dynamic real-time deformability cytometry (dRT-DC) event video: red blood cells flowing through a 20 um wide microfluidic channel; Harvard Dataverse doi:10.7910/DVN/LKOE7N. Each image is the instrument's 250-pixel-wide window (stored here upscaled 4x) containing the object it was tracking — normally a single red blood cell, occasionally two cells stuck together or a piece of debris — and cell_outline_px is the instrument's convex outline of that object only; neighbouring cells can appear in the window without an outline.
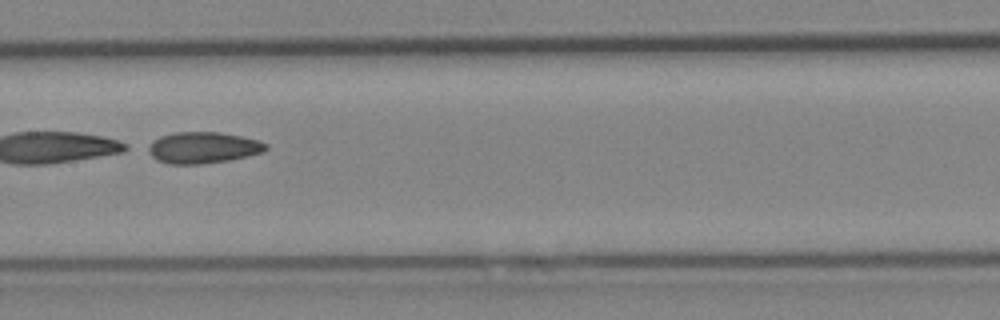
{"species": "Egyptian fruit bat (a non-hibernating species)", "species_latin": "Rousettus aegyptiacus", "temperature_condition": "cold", "stored_images_in_passage": 33, "camera_frame_rate_fps": 3000, "um_per_image_px": 0.085, "animal": {"sex": "female"}, "frame": {"image": 1, "passage_image": 10, "time_ms": 3.0, "image_size_px": [1000, 320], "cell_outline_px": [[268, 148], [264, 152], [232, 160], [200, 164], [168, 164], [156, 160], [144, 148], [160, 136], [172, 132], [220, 132], [240, 136], [256, 140], [268, 144]], "centroid_in_image_um": [17.23, 12.56], "position_along_channel_um": 190.2, "area_um2": 21.73}}
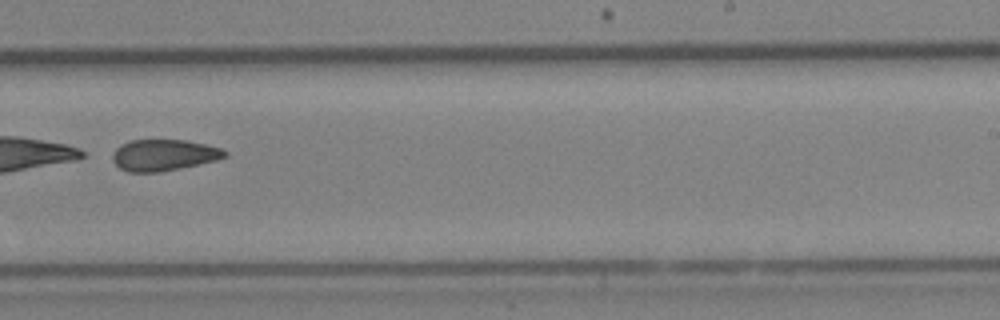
{"frame": {"image": 2, "passage_image": 16, "time_ms": 5.0, "image_size_px": [1000, 320], "cell_outline_px": [[228, 156], [216, 160], [160, 172], [128, 172], [120, 168], [112, 160], [112, 152], [120, 144], [132, 140], [188, 140], [220, 148], [228, 152]], "centroid_in_image_um": [13.9, 13.17], "position_along_channel_um": 275.1, "area_um2": 20.46}}
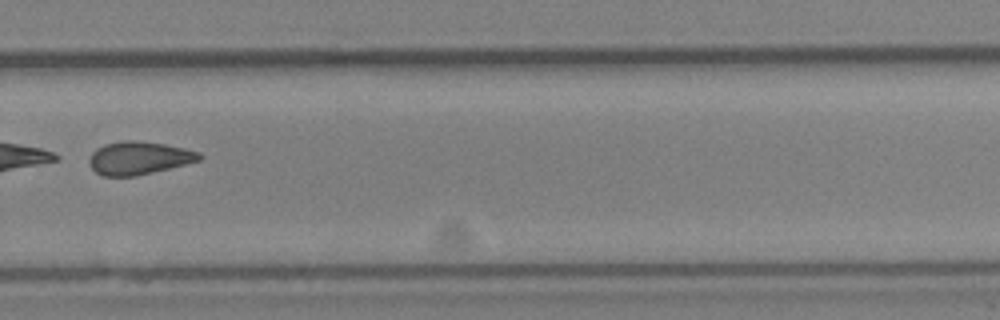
{"frame": {"image": 3, "passage_image": 19, "time_ms": 6.0, "image_size_px": [1000, 320], "cell_outline_px": [[204, 156], [200, 160], [136, 176], [104, 176], [96, 172], [88, 164], [88, 160], [92, 152], [96, 148], [104, 144], [124, 140], [136, 140], [164, 144], [184, 148], [200, 152]], "centroid_in_image_um": [11.78, 13.42], "position_along_channel_um": 318.0, "area_um2": 21.15}, "authors_computed_cell_mechanics": {"area_um2": 22.0218, "velocity_mm_per_s": 4.261, "shape_relaxation_time_tau1_ms": 1.0554, "shape_relaxation_time_tau2_ms": 2.888, "deformation_change_tau1": 0.2713, "deformation_change_tau2": 0.1025}}